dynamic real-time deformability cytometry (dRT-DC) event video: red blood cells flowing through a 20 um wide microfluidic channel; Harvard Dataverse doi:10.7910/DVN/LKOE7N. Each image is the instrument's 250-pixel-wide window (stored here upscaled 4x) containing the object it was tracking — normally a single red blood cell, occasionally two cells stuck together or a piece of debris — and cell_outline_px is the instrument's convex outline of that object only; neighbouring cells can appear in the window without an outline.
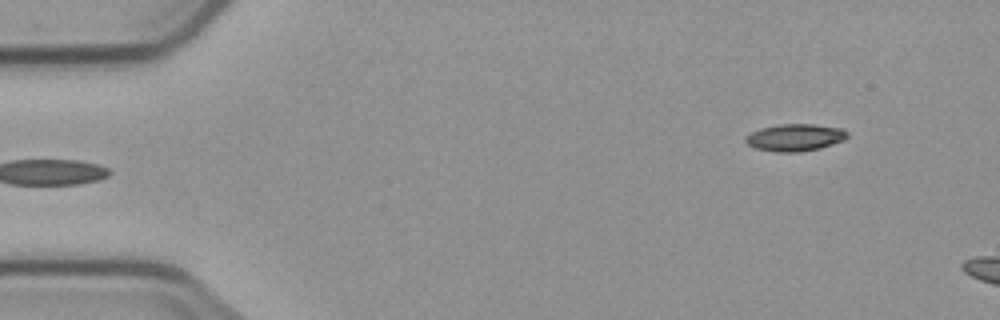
{"species": "common noctule bat (a hibernating species)", "species_latin": "Nyctalus noctula", "temperature_condition": "cold", "stored_images_in_passage": 6, "segment_of_instrument_passage": [2, 2], "camera_frame_rate_fps": 3000, "um_per_image_px": 0.085, "animal": {"sex": "male", "body_mass_g": 23.1, "forearm_length_mm": 52.7}, "frame": {"image": 1, "passage_image": 6, "time_ms": 6.0, "image_size_px": [1000, 320], "cell_outline_px": [[848, 136], [844, 140], [820, 148], [800, 152], [776, 152], [756, 148], [748, 144], [744, 140], [744, 136], [760, 128], [780, 124], [812, 124], [844, 128], [848, 132]], "centroid_in_image_um": [67.59, 11.68], "position_along_channel_um": 17.4, "area_um2": 16.18}}